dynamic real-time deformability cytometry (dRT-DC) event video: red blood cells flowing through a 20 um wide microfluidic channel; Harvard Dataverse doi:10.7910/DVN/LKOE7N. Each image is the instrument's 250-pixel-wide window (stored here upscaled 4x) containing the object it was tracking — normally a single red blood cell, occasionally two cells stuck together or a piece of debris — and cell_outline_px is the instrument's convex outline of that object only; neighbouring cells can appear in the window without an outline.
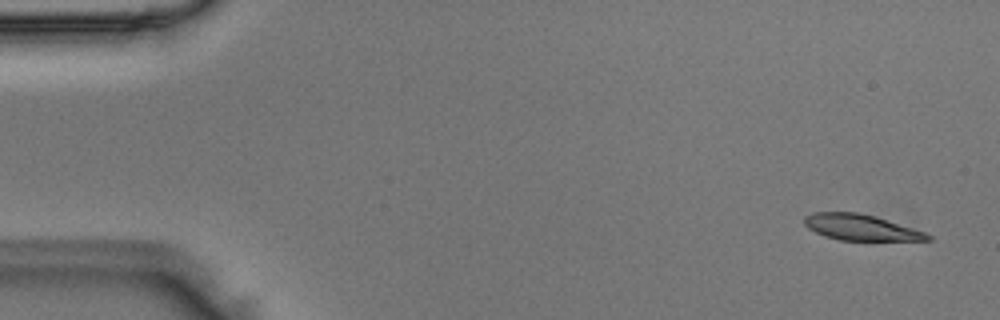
{"species": "Egyptian fruit bat (a non-hibernating species)", "species_latin": "Rousettus aegyptiacus", "temperature_condition": "room temperature", "stored_images_in_passage": 14, "camera_frame_rate_fps": 3000, "um_per_image_px": 0.085, "animal": {"sex": "male"}, "frame": {"image": 1, "passage_image": 1, "time_ms": 0.0, "image_size_px": [1000, 320], "cell_outline_px": [[932, 240], [840, 240], [824, 236], [808, 228], [804, 224], [804, 216], [812, 212], [856, 212], [876, 216], [924, 232], [932, 236]], "centroid_in_image_um": [73.13, 19.32], "position_along_channel_um": 11.9, "area_um2": 18.5}}